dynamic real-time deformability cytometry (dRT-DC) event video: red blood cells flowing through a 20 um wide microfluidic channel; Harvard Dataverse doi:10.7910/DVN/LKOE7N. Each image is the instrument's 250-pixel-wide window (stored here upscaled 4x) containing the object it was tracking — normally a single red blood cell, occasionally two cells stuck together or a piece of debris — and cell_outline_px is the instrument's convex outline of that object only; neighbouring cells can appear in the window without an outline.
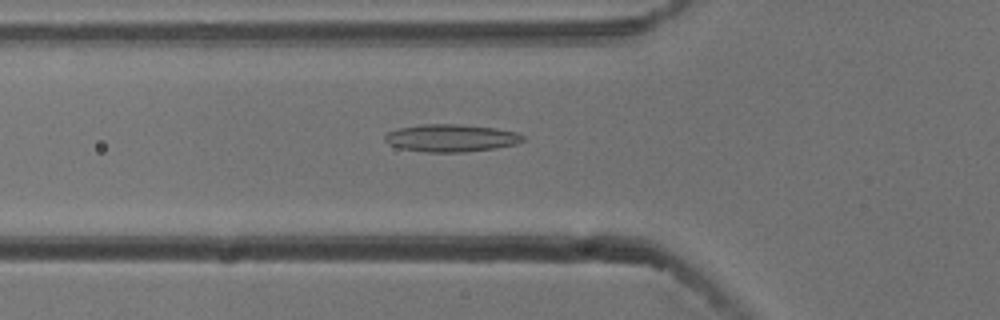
{"species": "common noctule bat (a hibernating species)", "species_latin": "Nyctalus noctula", "temperature_condition": "cold", "stored_images_in_passage": 54, "camera_frame_rate_fps": 3000, "um_per_image_px": 0.085, "animal": {"sex": "male", "body_mass_g": 13.3}, "frame": {"image": 1, "passage_image": 19, "time_ms": 6.0, "image_size_px": [1000, 320], "cell_outline_px": [[524, 140], [516, 144], [496, 148], [464, 152], [424, 152], [400, 148], [388, 144], [384, 140], [384, 136], [388, 132], [400, 128], [420, 124], [456, 124], [496, 128], [516, 132], [524, 136]], "centroid_in_image_um": [38.33, 11.73], "position_along_channel_um": 87.5, "area_um2": 22.14}}
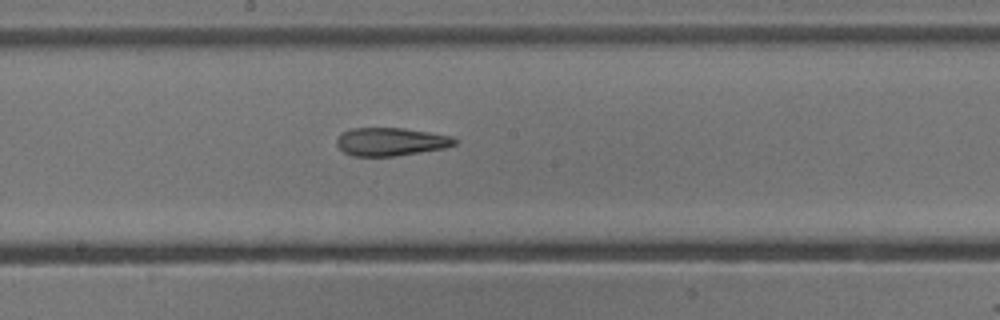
{"frame": {"image": 2, "passage_image": 29, "time_ms": 9.333, "image_size_px": [1000, 320], "cell_outline_px": [[456, 144], [444, 148], [420, 152], [392, 156], [352, 156], [344, 152], [336, 144], [336, 140], [344, 132], [352, 128], [404, 128], [452, 136], [456, 140]], "centroid_in_image_um": [33.21, 12.04], "position_along_channel_um": 215.0, "area_um2": 19.13}}
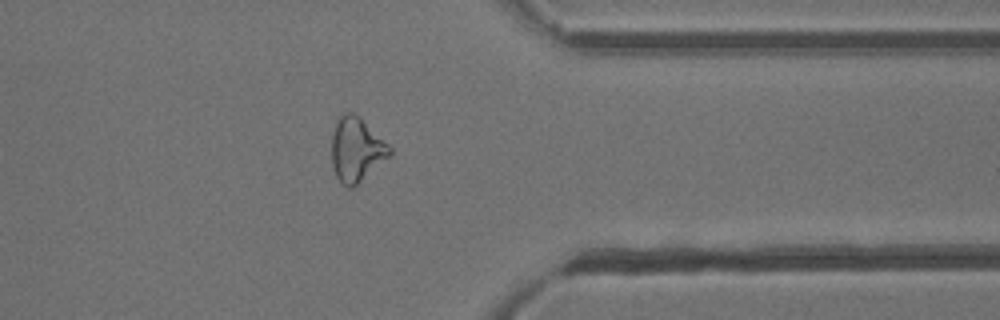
{"frame": {"image": 3, "passage_image": 43, "time_ms": 14.0, "image_size_px": [1000, 320], "cell_outline_px": [[392, 156], [352, 188], [348, 188], [340, 184], [332, 168], [332, 132], [336, 120], [344, 112], [352, 112], [360, 116], [392, 148]], "centroid_in_image_um": [30.3, 12.72], "position_along_channel_um": 381.1, "area_um2": 22.14}, "authors_computed_cell_mechanics": {"area_um2": 21.5016, "velocity_mm_per_s": 3.786, "shape_relaxation_time_tau1_ms": null, "shape_relaxation_time_tau2_ms": 4.9587, "deformation_change_tau1": null, "deformation_change_tau2": 0.1547}}